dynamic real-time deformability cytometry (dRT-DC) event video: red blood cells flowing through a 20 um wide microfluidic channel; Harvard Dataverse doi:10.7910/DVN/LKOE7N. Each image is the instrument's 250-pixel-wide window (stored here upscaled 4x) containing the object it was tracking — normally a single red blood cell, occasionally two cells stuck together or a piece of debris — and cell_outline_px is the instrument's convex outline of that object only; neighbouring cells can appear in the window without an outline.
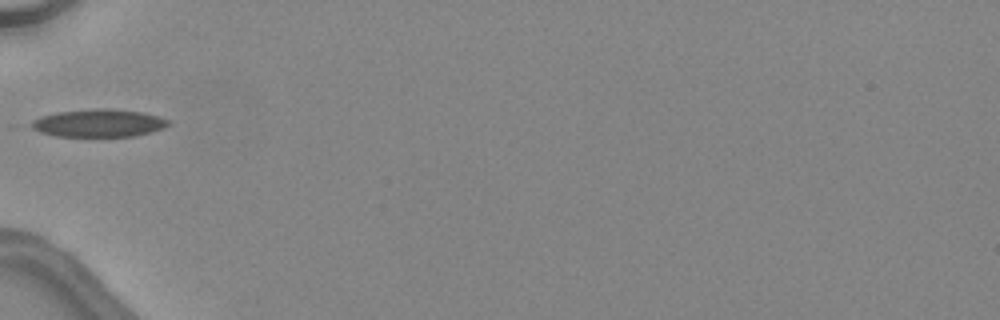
{"species": "common noctule bat (a hibernating species)", "species_latin": "Nyctalus noctula", "temperature_condition": "warm", "stored_images_in_passage": 29, "camera_frame_rate_fps": 3000, "um_per_image_px": 0.085, "animal": {"sex": "female", "body_mass_g": 24.6, "forearm_length_mm": 56.2}, "frame": {"image": 1, "passage_image": 1, "time_ms": 0.0, "image_size_px": [1000, 320], "cell_outline_px": [[172, 124], [164, 128], [152, 132], [136, 136], [56, 136], [40, 132], [24, 124], [40, 116], [56, 112], [92, 108], [112, 108], [144, 112], [160, 116], [172, 120]], "centroid_in_image_um": [8.41, 10.45], "position_along_channel_um": 76.6, "area_um2": 22.83}}
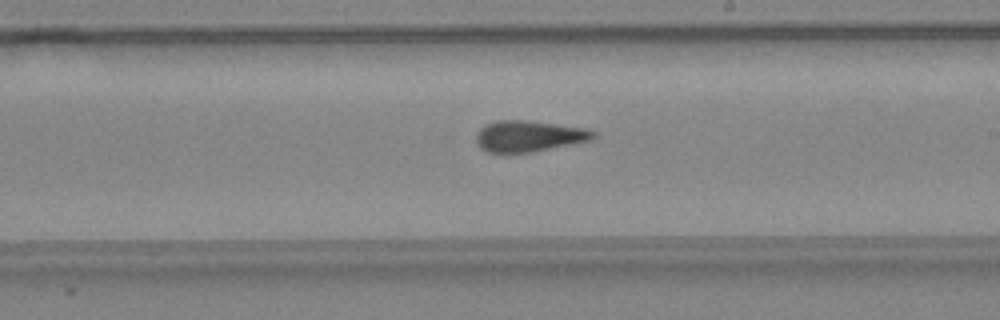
{"frame": {"image": 2, "passage_image": 12, "time_ms": 3.667, "image_size_px": [1000, 320], "cell_outline_px": [[596, 136], [592, 140], [532, 152], [484, 152], [476, 144], [476, 132], [480, 128], [496, 120], [524, 120], [588, 128], [596, 132]], "centroid_in_image_um": [44.95, 11.57], "position_along_channel_um": 244.0, "area_um2": 21.33}}
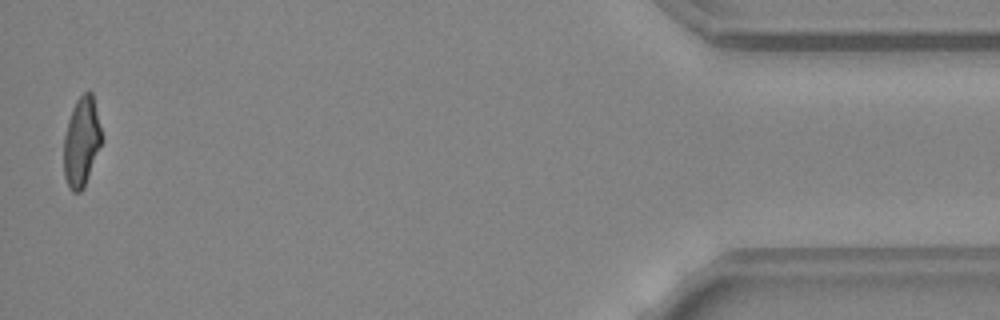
{"frame": {"image": 3, "passage_image": 29, "time_ms": 9.333, "image_size_px": [1000, 320], "cell_outline_px": [[104, 140], [84, 188], [80, 192], [72, 192], [64, 176], [64, 136], [68, 120], [72, 108], [76, 100], [84, 92], [92, 92], [104, 136]], "centroid_in_image_um": [6.96, 12.05], "position_along_channel_um": 428.2, "area_um2": 20.17}, "authors_computed_cell_mechanics": {"area_um2": 21.3282, "velocity_mm_per_s": 4.5611, "shape_relaxation_time_tau1_ms": 10.9855, "shape_relaxation_time_tau2_ms": 1.4493, "deformation_change_tau1": 0.2637, "deformation_change_tau2": 0.0804}}